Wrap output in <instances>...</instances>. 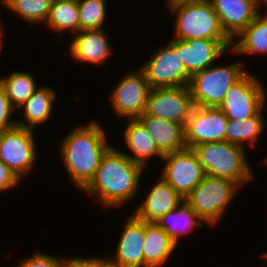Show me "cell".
Returning a JSON list of instances; mask_svg holds the SVG:
<instances>
[{
	"mask_svg": "<svg viewBox=\"0 0 267 267\" xmlns=\"http://www.w3.org/2000/svg\"><path fill=\"white\" fill-rule=\"evenodd\" d=\"M145 169L111 146L102 156L94 178L82 190L103 208H118L132 202L140 189ZM97 198V199H96Z\"/></svg>",
	"mask_w": 267,
	"mask_h": 267,
	"instance_id": "cell-1",
	"label": "cell"
},
{
	"mask_svg": "<svg viewBox=\"0 0 267 267\" xmlns=\"http://www.w3.org/2000/svg\"><path fill=\"white\" fill-rule=\"evenodd\" d=\"M100 123L93 118L86 125L75 126L60 142L65 171L79 190L94 178L102 156L112 146Z\"/></svg>",
	"mask_w": 267,
	"mask_h": 267,
	"instance_id": "cell-2",
	"label": "cell"
},
{
	"mask_svg": "<svg viewBox=\"0 0 267 267\" xmlns=\"http://www.w3.org/2000/svg\"><path fill=\"white\" fill-rule=\"evenodd\" d=\"M205 175L227 179L240 188L254 179L247 150L228 141L203 143L192 148ZM247 182V183H246Z\"/></svg>",
	"mask_w": 267,
	"mask_h": 267,
	"instance_id": "cell-3",
	"label": "cell"
},
{
	"mask_svg": "<svg viewBox=\"0 0 267 267\" xmlns=\"http://www.w3.org/2000/svg\"><path fill=\"white\" fill-rule=\"evenodd\" d=\"M243 62L212 65L191 76L189 89L195 106L218 107L229 88L249 70Z\"/></svg>",
	"mask_w": 267,
	"mask_h": 267,
	"instance_id": "cell-4",
	"label": "cell"
},
{
	"mask_svg": "<svg viewBox=\"0 0 267 267\" xmlns=\"http://www.w3.org/2000/svg\"><path fill=\"white\" fill-rule=\"evenodd\" d=\"M239 189V186L230 180L205 175L184 201L206 225L212 227L223 218Z\"/></svg>",
	"mask_w": 267,
	"mask_h": 267,
	"instance_id": "cell-5",
	"label": "cell"
},
{
	"mask_svg": "<svg viewBox=\"0 0 267 267\" xmlns=\"http://www.w3.org/2000/svg\"><path fill=\"white\" fill-rule=\"evenodd\" d=\"M169 11L176 17L173 38L230 39L224 32L219 16L210 2L183 4L170 7Z\"/></svg>",
	"mask_w": 267,
	"mask_h": 267,
	"instance_id": "cell-6",
	"label": "cell"
},
{
	"mask_svg": "<svg viewBox=\"0 0 267 267\" xmlns=\"http://www.w3.org/2000/svg\"><path fill=\"white\" fill-rule=\"evenodd\" d=\"M259 78L249 71L229 88L218 106L228 119L242 121L254 115H264L267 94Z\"/></svg>",
	"mask_w": 267,
	"mask_h": 267,
	"instance_id": "cell-7",
	"label": "cell"
},
{
	"mask_svg": "<svg viewBox=\"0 0 267 267\" xmlns=\"http://www.w3.org/2000/svg\"><path fill=\"white\" fill-rule=\"evenodd\" d=\"M140 69L151 89L188 86L191 79L180 59V50L170 40L157 47Z\"/></svg>",
	"mask_w": 267,
	"mask_h": 267,
	"instance_id": "cell-8",
	"label": "cell"
},
{
	"mask_svg": "<svg viewBox=\"0 0 267 267\" xmlns=\"http://www.w3.org/2000/svg\"><path fill=\"white\" fill-rule=\"evenodd\" d=\"M33 129L15 126L0 134V161L23 182L33 170L37 158V143ZM33 167V168H32Z\"/></svg>",
	"mask_w": 267,
	"mask_h": 267,
	"instance_id": "cell-9",
	"label": "cell"
},
{
	"mask_svg": "<svg viewBox=\"0 0 267 267\" xmlns=\"http://www.w3.org/2000/svg\"><path fill=\"white\" fill-rule=\"evenodd\" d=\"M160 176L184 199L204 179L205 173L196 153L189 148L165 154Z\"/></svg>",
	"mask_w": 267,
	"mask_h": 267,
	"instance_id": "cell-10",
	"label": "cell"
},
{
	"mask_svg": "<svg viewBox=\"0 0 267 267\" xmlns=\"http://www.w3.org/2000/svg\"><path fill=\"white\" fill-rule=\"evenodd\" d=\"M195 107L188 86L152 88L145 114L177 122L185 127Z\"/></svg>",
	"mask_w": 267,
	"mask_h": 267,
	"instance_id": "cell-11",
	"label": "cell"
},
{
	"mask_svg": "<svg viewBox=\"0 0 267 267\" xmlns=\"http://www.w3.org/2000/svg\"><path fill=\"white\" fill-rule=\"evenodd\" d=\"M116 85L109 98L116 116L138 119L145 112L151 90L143 71L140 68L130 71Z\"/></svg>",
	"mask_w": 267,
	"mask_h": 267,
	"instance_id": "cell-12",
	"label": "cell"
},
{
	"mask_svg": "<svg viewBox=\"0 0 267 267\" xmlns=\"http://www.w3.org/2000/svg\"><path fill=\"white\" fill-rule=\"evenodd\" d=\"M228 118L218 107L195 106L184 127L186 147L226 141Z\"/></svg>",
	"mask_w": 267,
	"mask_h": 267,
	"instance_id": "cell-13",
	"label": "cell"
},
{
	"mask_svg": "<svg viewBox=\"0 0 267 267\" xmlns=\"http://www.w3.org/2000/svg\"><path fill=\"white\" fill-rule=\"evenodd\" d=\"M170 41L180 50V59L190 76L214 65L225 52H230L232 48L231 39L172 38Z\"/></svg>",
	"mask_w": 267,
	"mask_h": 267,
	"instance_id": "cell-14",
	"label": "cell"
},
{
	"mask_svg": "<svg viewBox=\"0 0 267 267\" xmlns=\"http://www.w3.org/2000/svg\"><path fill=\"white\" fill-rule=\"evenodd\" d=\"M104 29L82 30L73 34L69 45V56L81 64L101 65L113 54L110 38Z\"/></svg>",
	"mask_w": 267,
	"mask_h": 267,
	"instance_id": "cell-15",
	"label": "cell"
},
{
	"mask_svg": "<svg viewBox=\"0 0 267 267\" xmlns=\"http://www.w3.org/2000/svg\"><path fill=\"white\" fill-rule=\"evenodd\" d=\"M122 234L115 246L116 253L110 259L117 267H144L143 243L145 221L139 220L133 213L124 222Z\"/></svg>",
	"mask_w": 267,
	"mask_h": 267,
	"instance_id": "cell-16",
	"label": "cell"
},
{
	"mask_svg": "<svg viewBox=\"0 0 267 267\" xmlns=\"http://www.w3.org/2000/svg\"><path fill=\"white\" fill-rule=\"evenodd\" d=\"M158 178L157 182L148 190L144 200L132 212L139 220L156 222L184 202V198L161 176Z\"/></svg>",
	"mask_w": 267,
	"mask_h": 267,
	"instance_id": "cell-17",
	"label": "cell"
},
{
	"mask_svg": "<svg viewBox=\"0 0 267 267\" xmlns=\"http://www.w3.org/2000/svg\"><path fill=\"white\" fill-rule=\"evenodd\" d=\"M226 35L233 40L262 11L252 0H210Z\"/></svg>",
	"mask_w": 267,
	"mask_h": 267,
	"instance_id": "cell-18",
	"label": "cell"
},
{
	"mask_svg": "<svg viewBox=\"0 0 267 267\" xmlns=\"http://www.w3.org/2000/svg\"><path fill=\"white\" fill-rule=\"evenodd\" d=\"M138 120L148 130L163 155L187 148L183 125L167 119L147 116L145 113Z\"/></svg>",
	"mask_w": 267,
	"mask_h": 267,
	"instance_id": "cell-19",
	"label": "cell"
},
{
	"mask_svg": "<svg viewBox=\"0 0 267 267\" xmlns=\"http://www.w3.org/2000/svg\"><path fill=\"white\" fill-rule=\"evenodd\" d=\"M123 139L130 152H123L131 161L146 169L149 159L158 156L162 160L163 154L158 150L153 137L138 119H128ZM130 154V155H129Z\"/></svg>",
	"mask_w": 267,
	"mask_h": 267,
	"instance_id": "cell-20",
	"label": "cell"
},
{
	"mask_svg": "<svg viewBox=\"0 0 267 267\" xmlns=\"http://www.w3.org/2000/svg\"><path fill=\"white\" fill-rule=\"evenodd\" d=\"M55 91L50 86H39L32 96L18 108L22 109L23 112L19 113L23 114L24 118L16 120L17 126L34 130L35 126L49 121L55 108L53 107L57 93Z\"/></svg>",
	"mask_w": 267,
	"mask_h": 267,
	"instance_id": "cell-21",
	"label": "cell"
},
{
	"mask_svg": "<svg viewBox=\"0 0 267 267\" xmlns=\"http://www.w3.org/2000/svg\"><path fill=\"white\" fill-rule=\"evenodd\" d=\"M177 245L155 222H145L143 243L144 267H162L176 251Z\"/></svg>",
	"mask_w": 267,
	"mask_h": 267,
	"instance_id": "cell-22",
	"label": "cell"
},
{
	"mask_svg": "<svg viewBox=\"0 0 267 267\" xmlns=\"http://www.w3.org/2000/svg\"><path fill=\"white\" fill-rule=\"evenodd\" d=\"M264 13V14H263ZM259 13L253 21L232 40L231 54L257 55L267 53V10Z\"/></svg>",
	"mask_w": 267,
	"mask_h": 267,
	"instance_id": "cell-23",
	"label": "cell"
},
{
	"mask_svg": "<svg viewBox=\"0 0 267 267\" xmlns=\"http://www.w3.org/2000/svg\"><path fill=\"white\" fill-rule=\"evenodd\" d=\"M155 223L169 235L176 245L179 244L180 237L206 225L185 201Z\"/></svg>",
	"mask_w": 267,
	"mask_h": 267,
	"instance_id": "cell-24",
	"label": "cell"
},
{
	"mask_svg": "<svg viewBox=\"0 0 267 267\" xmlns=\"http://www.w3.org/2000/svg\"><path fill=\"white\" fill-rule=\"evenodd\" d=\"M44 26H48L50 32L59 33L61 39L67 30L72 34L78 33L80 22L77 0H53Z\"/></svg>",
	"mask_w": 267,
	"mask_h": 267,
	"instance_id": "cell-25",
	"label": "cell"
},
{
	"mask_svg": "<svg viewBox=\"0 0 267 267\" xmlns=\"http://www.w3.org/2000/svg\"><path fill=\"white\" fill-rule=\"evenodd\" d=\"M265 121L263 115H254L242 121L228 119L226 141L243 148H247L246 145L254 148L258 143L257 140L264 133Z\"/></svg>",
	"mask_w": 267,
	"mask_h": 267,
	"instance_id": "cell-26",
	"label": "cell"
},
{
	"mask_svg": "<svg viewBox=\"0 0 267 267\" xmlns=\"http://www.w3.org/2000/svg\"><path fill=\"white\" fill-rule=\"evenodd\" d=\"M34 74L28 71H13L1 77L0 86L4 89L12 107L16 110L22 106L38 89Z\"/></svg>",
	"mask_w": 267,
	"mask_h": 267,
	"instance_id": "cell-27",
	"label": "cell"
},
{
	"mask_svg": "<svg viewBox=\"0 0 267 267\" xmlns=\"http://www.w3.org/2000/svg\"><path fill=\"white\" fill-rule=\"evenodd\" d=\"M53 0H2L6 10L19 16L31 26L33 24H45L48 19Z\"/></svg>",
	"mask_w": 267,
	"mask_h": 267,
	"instance_id": "cell-28",
	"label": "cell"
},
{
	"mask_svg": "<svg viewBox=\"0 0 267 267\" xmlns=\"http://www.w3.org/2000/svg\"><path fill=\"white\" fill-rule=\"evenodd\" d=\"M106 0H77L80 31L103 29L107 20Z\"/></svg>",
	"mask_w": 267,
	"mask_h": 267,
	"instance_id": "cell-29",
	"label": "cell"
},
{
	"mask_svg": "<svg viewBox=\"0 0 267 267\" xmlns=\"http://www.w3.org/2000/svg\"><path fill=\"white\" fill-rule=\"evenodd\" d=\"M66 258L55 257L45 252H33L32 255L21 259L17 263V267H61L65 263Z\"/></svg>",
	"mask_w": 267,
	"mask_h": 267,
	"instance_id": "cell-30",
	"label": "cell"
},
{
	"mask_svg": "<svg viewBox=\"0 0 267 267\" xmlns=\"http://www.w3.org/2000/svg\"><path fill=\"white\" fill-rule=\"evenodd\" d=\"M16 111L12 107L4 89L0 86V134L17 125L16 119L14 120L13 116L11 119V114H14Z\"/></svg>",
	"mask_w": 267,
	"mask_h": 267,
	"instance_id": "cell-31",
	"label": "cell"
},
{
	"mask_svg": "<svg viewBox=\"0 0 267 267\" xmlns=\"http://www.w3.org/2000/svg\"><path fill=\"white\" fill-rule=\"evenodd\" d=\"M66 267H117L110 257H70L65 259Z\"/></svg>",
	"mask_w": 267,
	"mask_h": 267,
	"instance_id": "cell-32",
	"label": "cell"
},
{
	"mask_svg": "<svg viewBox=\"0 0 267 267\" xmlns=\"http://www.w3.org/2000/svg\"><path fill=\"white\" fill-rule=\"evenodd\" d=\"M21 180L14 174V172L0 161V193L7 192V190L15 189L20 186Z\"/></svg>",
	"mask_w": 267,
	"mask_h": 267,
	"instance_id": "cell-33",
	"label": "cell"
},
{
	"mask_svg": "<svg viewBox=\"0 0 267 267\" xmlns=\"http://www.w3.org/2000/svg\"><path fill=\"white\" fill-rule=\"evenodd\" d=\"M203 2H210V0H168L167 4L168 7H176L183 4H196V3H203Z\"/></svg>",
	"mask_w": 267,
	"mask_h": 267,
	"instance_id": "cell-34",
	"label": "cell"
},
{
	"mask_svg": "<svg viewBox=\"0 0 267 267\" xmlns=\"http://www.w3.org/2000/svg\"><path fill=\"white\" fill-rule=\"evenodd\" d=\"M2 17H0V57H2V49L4 48L3 46V39H4V37H5V35L3 34V28H4V26L2 25V23H1V21H2V19H1ZM4 35V36H3Z\"/></svg>",
	"mask_w": 267,
	"mask_h": 267,
	"instance_id": "cell-35",
	"label": "cell"
},
{
	"mask_svg": "<svg viewBox=\"0 0 267 267\" xmlns=\"http://www.w3.org/2000/svg\"><path fill=\"white\" fill-rule=\"evenodd\" d=\"M259 9H261L263 6V8H265L264 10H267V0H252ZM262 6V7H261Z\"/></svg>",
	"mask_w": 267,
	"mask_h": 267,
	"instance_id": "cell-36",
	"label": "cell"
},
{
	"mask_svg": "<svg viewBox=\"0 0 267 267\" xmlns=\"http://www.w3.org/2000/svg\"><path fill=\"white\" fill-rule=\"evenodd\" d=\"M261 257H263V259L265 260H267V250H266V252L264 251L262 254H261Z\"/></svg>",
	"mask_w": 267,
	"mask_h": 267,
	"instance_id": "cell-37",
	"label": "cell"
},
{
	"mask_svg": "<svg viewBox=\"0 0 267 267\" xmlns=\"http://www.w3.org/2000/svg\"><path fill=\"white\" fill-rule=\"evenodd\" d=\"M266 157H267V156H266ZM266 157H264L265 159L263 158V161H262V163H263L264 165H266V166H267V158H266Z\"/></svg>",
	"mask_w": 267,
	"mask_h": 267,
	"instance_id": "cell-38",
	"label": "cell"
},
{
	"mask_svg": "<svg viewBox=\"0 0 267 267\" xmlns=\"http://www.w3.org/2000/svg\"><path fill=\"white\" fill-rule=\"evenodd\" d=\"M259 267H267V265H263V264H262V265H260Z\"/></svg>",
	"mask_w": 267,
	"mask_h": 267,
	"instance_id": "cell-39",
	"label": "cell"
}]
</instances>
